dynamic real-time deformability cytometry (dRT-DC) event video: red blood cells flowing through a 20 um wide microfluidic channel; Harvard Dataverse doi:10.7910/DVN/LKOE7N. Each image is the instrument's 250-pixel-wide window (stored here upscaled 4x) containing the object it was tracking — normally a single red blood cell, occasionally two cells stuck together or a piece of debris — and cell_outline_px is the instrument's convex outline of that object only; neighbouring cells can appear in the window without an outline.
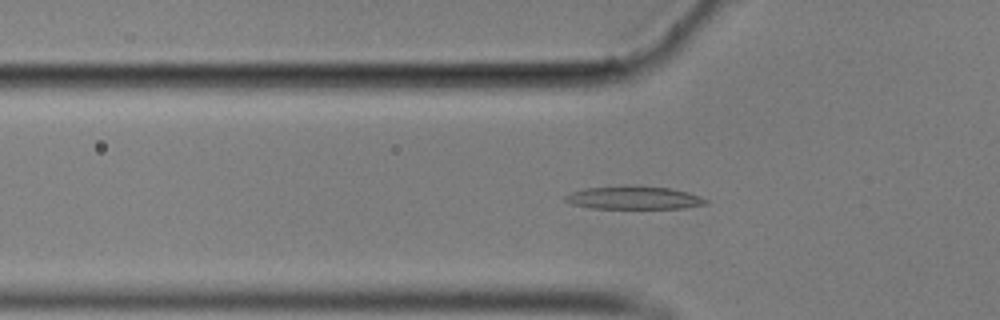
{"species": "common noctule bat (a hibernating species)", "species_latin": "Nyctalus noctula", "temperature_condition": "cold", "stored_images_in_passage": 57, "camera_frame_rate_fps": 3000, "um_per_image_px": 0.085, "animal": {"sex": "male", "body_mass_g": 17.9}, "frame": {"image": 1, "passage_image": 19, "time_ms": 6.0, "image_size_px": [1000, 320], "cell_outline_px": [[708, 204], [684, 208], [592, 208], [572, 204], [564, 200], [564, 196], [572, 192], [588, 188], [668, 188], [688, 192], [708, 200]], "centroid_in_image_um": [53.91, 16.86], "position_along_channel_um": 71.9, "area_um2": 17.8}}
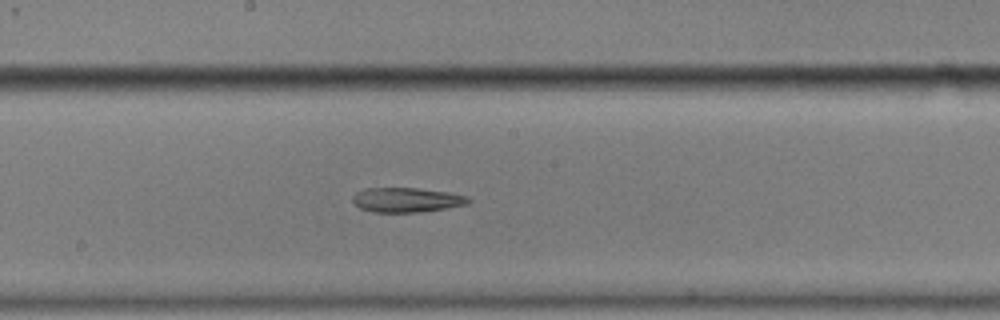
{"frame": {"image": 2, "passage_image": 31, "time_ms": 10.0, "image_size_px": [1000, 320], "cell_outline_px": [[472, 200], [468, 204], [420, 212], [372, 212], [360, 208], [352, 204], [352, 196], [356, 192], [364, 188], [416, 188], [448, 192], [468, 196]], "centroid_in_image_um": [34.52, 16.99], "position_along_channel_um": 213.7, "area_um2": 16.7}}
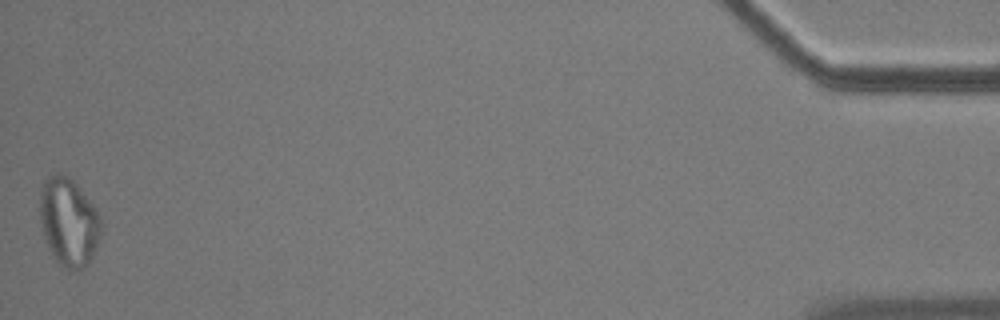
{"frame": {"image": 3, "passage_image": 57, "time_ms": 18.667, "image_size_px": [1000, 320], "cell_outline_px": [[104, 228], [96, 248], [88, 264], [76, 272], [68, 272], [52, 256], [48, 248], [44, 236], [40, 220], [40, 192], [44, 180], [48, 176], [56, 172], [60, 172], [68, 176], [76, 184], [96, 208], [104, 220]], "centroid_in_image_um": [5.87, 18.89], "position_along_channel_um": 429.3, "area_um2": 32.19}, "authors_computed_cell_mechanics": {"area_um2": 18.6694, "velocity_mm_per_s": 3.5268, "shape_relaxation_time_tau1_ms": null, "shape_relaxation_time_tau2_ms": 6.0611, "deformation_change_tau1": null, "deformation_change_tau2": 0.1749}}